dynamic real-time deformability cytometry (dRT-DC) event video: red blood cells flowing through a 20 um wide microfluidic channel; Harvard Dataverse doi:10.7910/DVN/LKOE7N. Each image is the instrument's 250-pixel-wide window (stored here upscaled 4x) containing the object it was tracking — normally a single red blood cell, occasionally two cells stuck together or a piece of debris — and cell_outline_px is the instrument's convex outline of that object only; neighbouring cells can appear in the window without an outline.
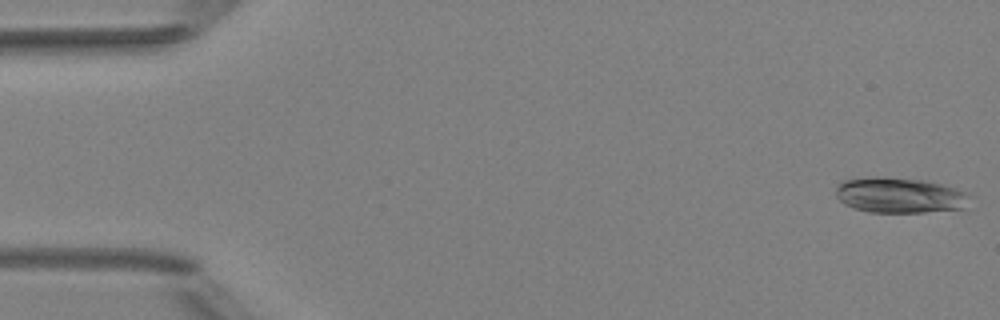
{"species": "Egyptian fruit bat (a non-hibernating species)", "species_latin": "Rousettus aegyptiacus", "temperature_condition": "room temperature", "stored_images_in_passage": 4, "camera_frame_rate_fps": 3000, "um_per_image_px": 0.085, "animal": {"sex": "female"}, "frame": {"image": 1, "passage_image": 1, "time_ms": 0.0, "image_size_px": [1000, 320], "cell_outline_px": [[972, 196], [964, 208], [924, 212], [868, 212], [852, 208], [844, 204], [836, 196], [836, 184], [840, 180], [868, 176], [888, 176], [928, 180], [956, 188]], "centroid_in_image_um": [76.42, 16.57], "position_along_channel_um": 8.6, "area_um2": 28.32}}
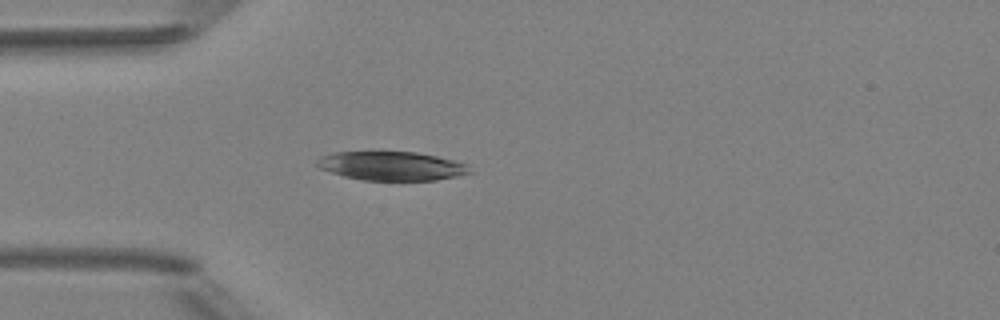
{"frame": {"image": 2, "passage_image": 4, "time_ms": 4.333, "image_size_px": [1000, 320], "cell_outline_px": [[472, 172], [456, 176], [436, 180], [364, 180], [344, 176], [320, 168], [316, 164], [316, 160], [320, 156], [332, 152], [416, 152], [436, 156], [468, 164]], "centroid_in_image_um": [33.27, 14.1], "position_along_channel_um": 51.7, "area_um2": 25.55}}